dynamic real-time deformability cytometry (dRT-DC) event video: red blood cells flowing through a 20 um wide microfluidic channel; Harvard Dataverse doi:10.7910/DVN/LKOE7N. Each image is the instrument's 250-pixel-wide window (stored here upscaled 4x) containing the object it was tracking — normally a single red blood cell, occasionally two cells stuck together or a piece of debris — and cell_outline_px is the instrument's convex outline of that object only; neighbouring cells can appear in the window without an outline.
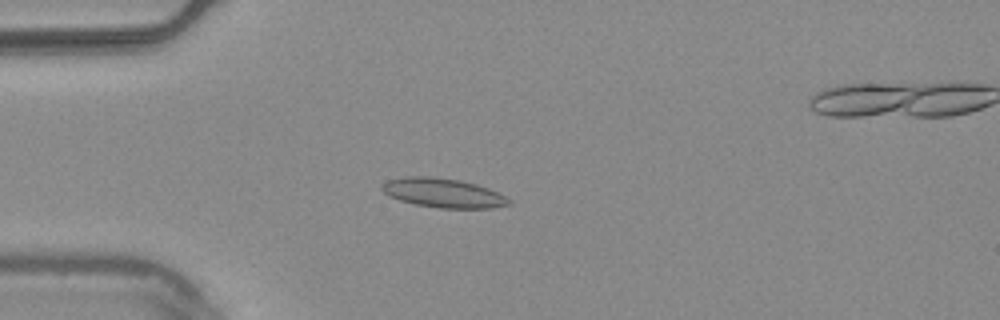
{"species": "common noctule bat (a hibernating species)", "species_latin": "Nyctalus noctula", "temperature_condition": "warm", "stored_images_in_passage": 39, "camera_frame_rate_fps": 3000, "um_per_image_px": 0.085, "animal": {"sex": "male", "body_mass_g": 20.4}, "frame": {"image": 1, "passage_image": 6, "time_ms": 1.667, "image_size_px": [1000, 320], "cell_outline_px": [[512, 204], [492, 208], [440, 208], [416, 204], [400, 200], [388, 196], [380, 188], [380, 184], [388, 180], [404, 176], [428, 176], [460, 180], [476, 184], [488, 188], [512, 200]], "centroid_in_image_um": [37.65, 16.39], "position_along_channel_um": 47.4, "area_um2": 21.68}}
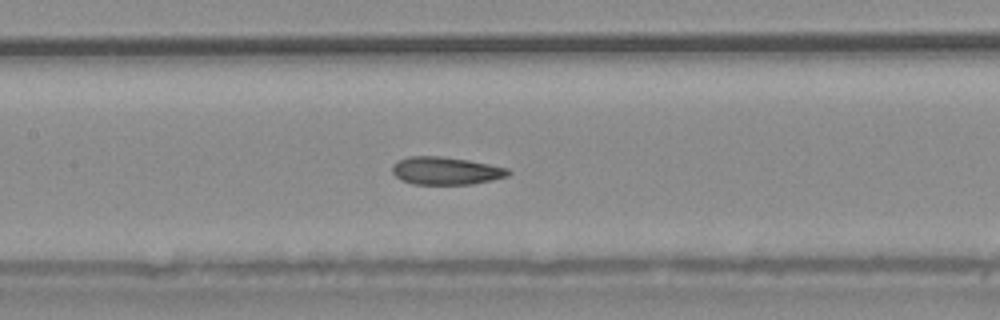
{"frame": {"image": 2, "passage_image": 17, "time_ms": 5.333, "image_size_px": [1000, 320], "cell_outline_px": [[512, 172], [508, 176], [492, 180], [472, 184], [412, 184], [400, 180], [392, 172], [392, 164], [408, 156], [440, 156], [468, 160], [508, 168]], "centroid_in_image_um": [37.89, 14.52], "position_along_channel_um": 169.5, "area_um2": 18.79}}
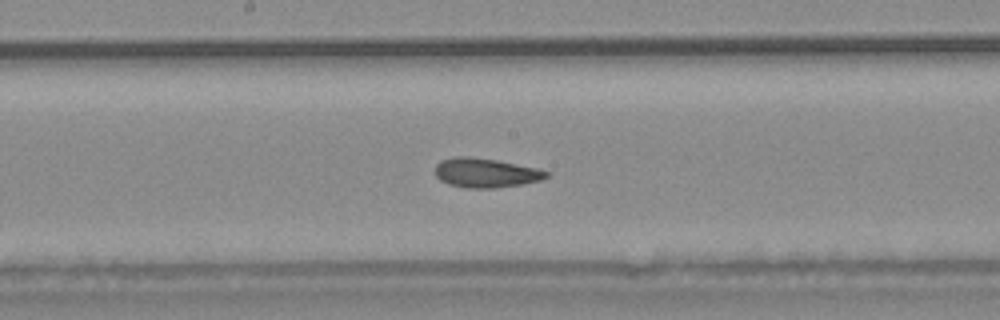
{"frame": {"image": 3, "passage_image": 20, "time_ms": 6.333, "image_size_px": [1000, 320], "cell_outline_px": [[548, 176], [540, 180], [520, 184], [496, 188], [464, 188], [448, 184], [440, 180], [436, 176], [436, 164], [440, 160], [452, 156], [468, 156], [496, 160], [536, 168], [548, 172]], "centroid_in_image_um": [41.22, 14.69], "position_along_channel_um": 207.0, "area_um2": 18.96}, "authors_computed_cell_mechanics": {"area_um2": 19.3052, "velocity_mm_per_s": 3.7552, "shape_relaxation_time_tau1_ms": null, "shape_relaxation_time_tau2_ms": 0.931, "deformation_change_tau1": null, "deformation_change_tau2": 0.0698}}